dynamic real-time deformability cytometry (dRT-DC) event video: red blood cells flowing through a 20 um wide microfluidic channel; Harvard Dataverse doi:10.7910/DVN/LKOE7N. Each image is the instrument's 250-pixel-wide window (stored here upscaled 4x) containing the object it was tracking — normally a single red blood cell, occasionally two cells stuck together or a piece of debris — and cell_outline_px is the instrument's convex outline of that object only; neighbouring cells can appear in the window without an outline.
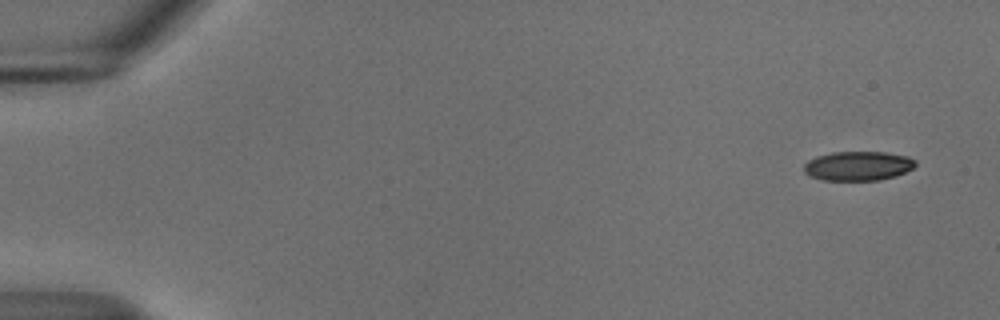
{"species": "common noctule bat (a hibernating species)", "species_latin": "Nyctalus noctula", "temperature_condition": "cold", "stored_images_in_passage": 53, "camera_frame_rate_fps": 3000, "um_per_image_px": 0.085, "animal": {"sex": "male", "body_mass_g": 18.8}, "frame": {"image": 1, "passage_image": 1, "time_ms": 0.0, "image_size_px": [1000, 320], "cell_outline_px": [[916, 164], [912, 168], [896, 176], [880, 180], [824, 180], [808, 176], [804, 172], [804, 164], [808, 160], [816, 156], [832, 152], [884, 152], [908, 156], [916, 160]], "centroid_in_image_um": [72.92, 14.1], "position_along_channel_um": 12.1, "area_um2": 19.13}}
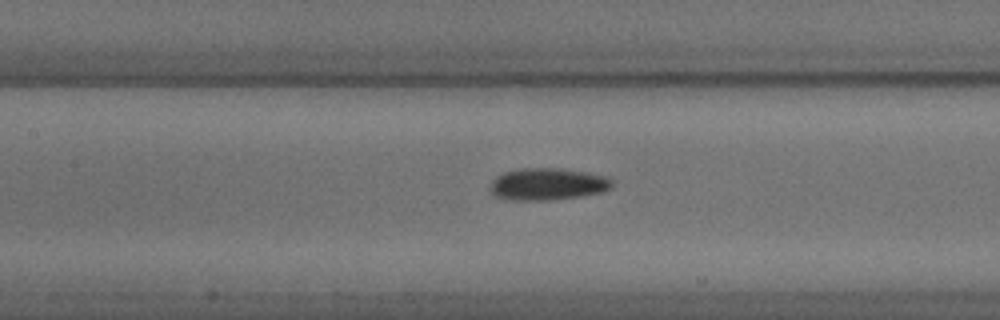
{"frame": {"image": 2, "passage_image": 24, "time_ms": 7.667, "image_size_px": [1000, 320], "cell_outline_px": [[612, 184], [608, 188], [600, 192], [580, 196], [552, 200], [512, 200], [496, 196], [488, 188], [492, 180], [496, 176], [504, 172], [520, 168], [560, 168], [588, 172], [604, 176], [612, 180]], "centroid_in_image_um": [46.49, 15.64], "position_along_channel_um": 160.9, "area_um2": 22.72}}
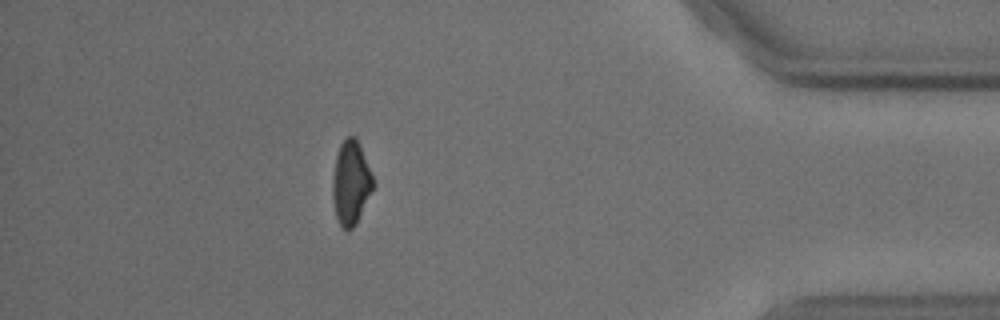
{"frame": {"image": 3, "passage_image": 47, "time_ms": 15.333, "image_size_px": [1000, 320], "cell_outline_px": [[376, 184], [356, 224], [348, 232], [340, 224], [336, 216], [332, 196], [332, 180], [336, 156], [340, 144], [348, 136], [356, 136], [360, 144]], "centroid_in_image_um": [29.84, 15.53], "position_along_channel_um": 405.4, "area_um2": 20.0}, "authors_computed_cell_mechanics": {"area_um2": 20.9814, "velocity_mm_per_s": 3.6987, "shape_relaxation_time_tau1_ms": 2.8689, "shape_relaxation_time_tau2_ms": null, "deformation_change_tau1": 0.094, "deformation_change_tau2": null}}